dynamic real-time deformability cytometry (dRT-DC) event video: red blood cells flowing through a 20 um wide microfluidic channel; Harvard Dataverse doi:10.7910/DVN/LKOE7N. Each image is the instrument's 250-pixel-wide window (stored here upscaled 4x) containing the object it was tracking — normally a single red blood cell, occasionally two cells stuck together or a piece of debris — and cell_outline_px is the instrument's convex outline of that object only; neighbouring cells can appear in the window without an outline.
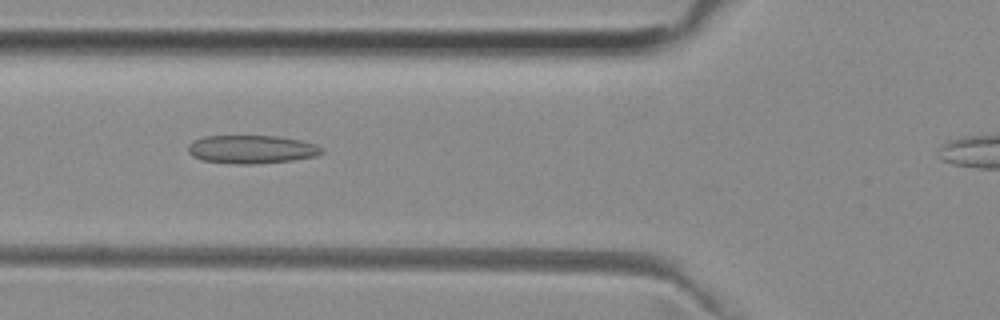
{"species": "common noctule bat (a hibernating species)", "species_latin": "Nyctalus noctula", "temperature_condition": "room temperature", "stored_images_in_passage": 39, "camera_frame_rate_fps": 3000, "um_per_image_px": 0.085, "animal": {"sex": "female", "body_mass_g": 29.2, "forearm_length_mm": 56.3}, "frame": {"image": 1, "passage_image": 13, "time_ms": 4.0, "image_size_px": [1000, 320], "cell_outline_px": [[324, 152], [316, 156], [292, 160], [256, 164], [236, 164], [200, 160], [192, 156], [188, 152], [188, 144], [204, 136], [276, 136], [300, 140], [316, 144], [324, 148]], "centroid_in_image_um": [21.39, 12.7], "position_along_channel_um": 104.4, "area_um2": 22.14}}
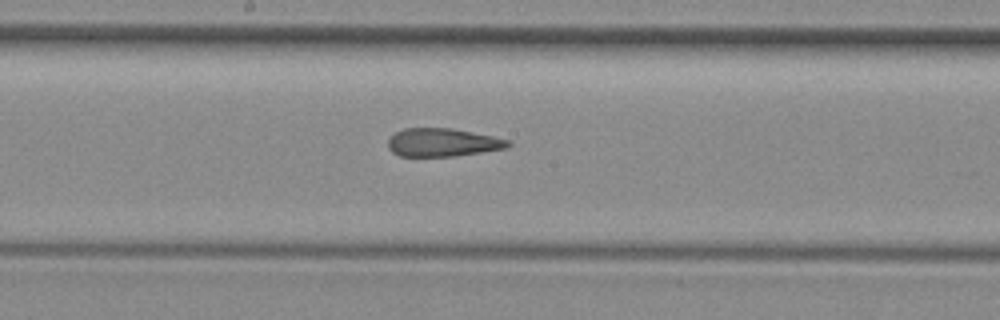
{"frame": {"image": 2, "passage_image": 21, "time_ms": 6.667, "image_size_px": [1000, 320], "cell_outline_px": [[512, 144], [508, 148], [456, 156], [400, 156], [392, 152], [388, 148], [388, 140], [396, 132], [404, 128], [448, 128], [492, 136], [508, 140]], "centroid_in_image_um": [37.62, 12.12], "position_along_channel_um": 210.6, "area_um2": 19.59}}
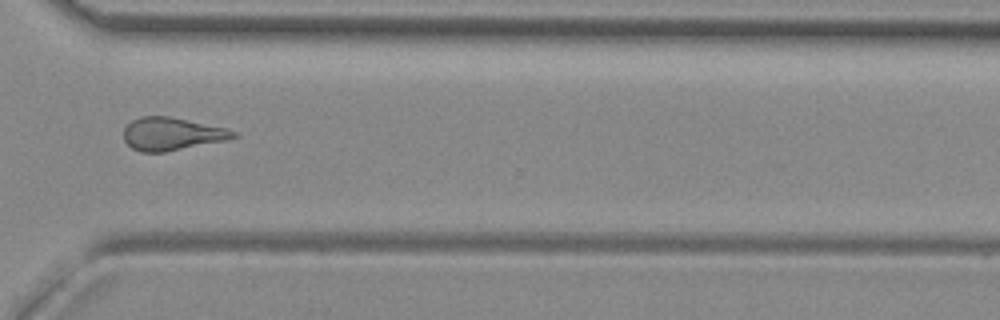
{"frame": {"image": 3, "passage_image": 32, "time_ms": 10.333, "image_size_px": [1000, 320], "cell_outline_px": [[236, 136], [224, 140], [164, 152], [140, 152], [132, 148], [124, 140], [124, 128], [132, 120], [140, 116], [172, 116], [224, 128], [236, 132]], "centroid_in_image_um": [14.54, 11.37], "position_along_channel_um": 356.1, "area_um2": 20.69}}